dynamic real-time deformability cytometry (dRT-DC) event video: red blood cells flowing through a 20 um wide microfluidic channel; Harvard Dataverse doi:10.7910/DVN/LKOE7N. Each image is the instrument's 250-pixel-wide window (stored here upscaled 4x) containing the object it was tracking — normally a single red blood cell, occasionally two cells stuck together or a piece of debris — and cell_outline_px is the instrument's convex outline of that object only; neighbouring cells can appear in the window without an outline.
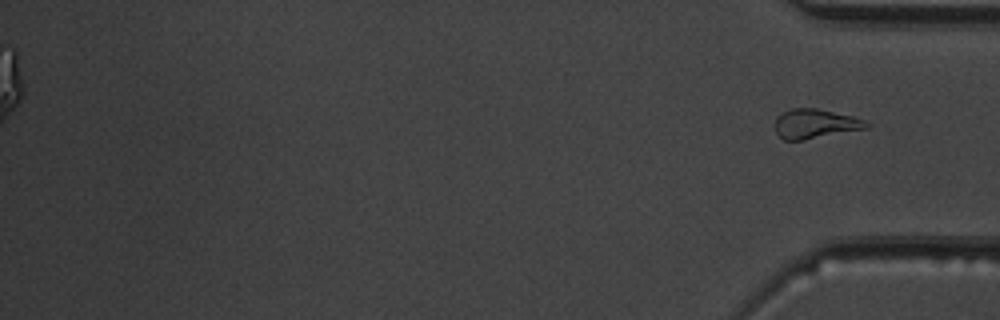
{"species": "common noctule bat (a hibernating species)", "species_latin": "Nyctalus noctula", "temperature_condition": "warm", "stored_images_in_passage": 53, "segment_of_instrument_passage": [2, 2], "camera_frame_rate_fps": 3000, "um_per_image_px": 0.085, "animal": {"sex": "male", "body_mass_g": 19.5, "forearm_length_mm": 54.6}, "frame": {"image": 1, "passage_image": 53, "time_ms": 17.333, "image_size_px": [1000, 320], "cell_outline_px": [[872, 124], [868, 128], [804, 140], [784, 140], [776, 132], [776, 116], [792, 108], [816, 108], [852, 116], [864, 120]], "centroid_in_image_um": [69.31, 10.52], "position_along_channel_um": 365.9, "area_um2": 15.61}}